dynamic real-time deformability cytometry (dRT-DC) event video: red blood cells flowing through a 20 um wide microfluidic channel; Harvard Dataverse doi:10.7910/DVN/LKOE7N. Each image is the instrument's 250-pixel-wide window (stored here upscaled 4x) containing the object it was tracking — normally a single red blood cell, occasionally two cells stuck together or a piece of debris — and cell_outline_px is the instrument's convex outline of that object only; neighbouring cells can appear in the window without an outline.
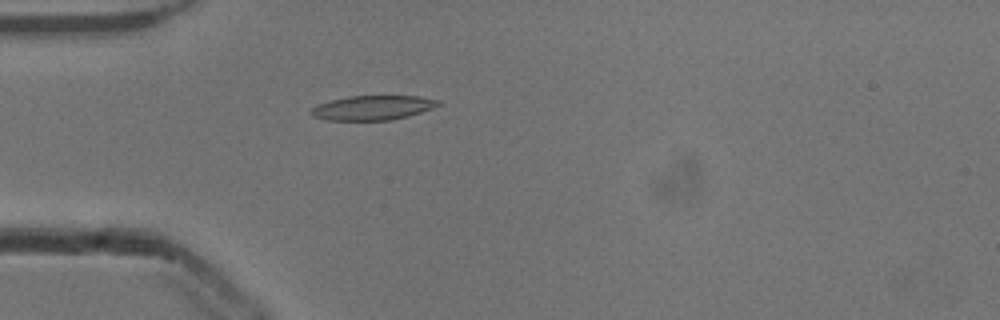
{"species": "common noctule bat (a hibernating species)", "species_latin": "Nyctalus noctula", "temperature_condition": "cold", "stored_images_in_passage": 51, "camera_frame_rate_fps": 3000, "um_per_image_px": 0.085, "animal": {"sex": "male", "body_mass_g": 13.3}, "frame": {"image": 1, "passage_image": 14, "time_ms": 4.333, "image_size_px": [1000, 320], "cell_outline_px": [[440, 104], [432, 108], [408, 116], [388, 120], [328, 120], [312, 116], [308, 112], [312, 108], [320, 104], [332, 100], [348, 96], [420, 96], [440, 100]], "centroid_in_image_um": [31.68, 9.15], "position_along_channel_um": 53.3, "area_um2": 17.98}}
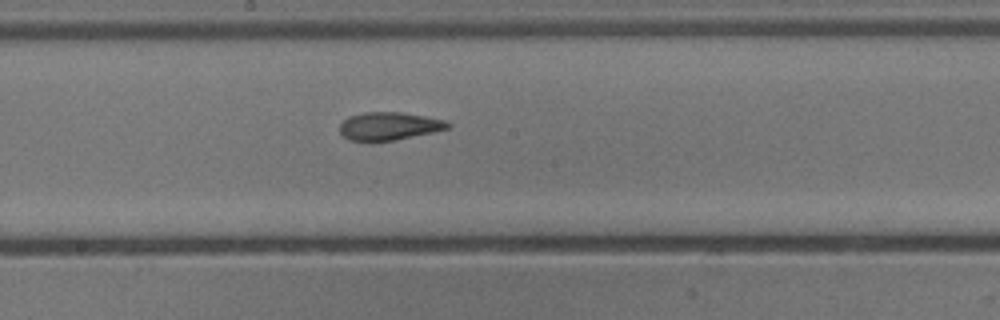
{"frame": {"image": 2, "passage_image": 27, "time_ms": 8.667, "image_size_px": [1000, 320], "cell_outline_px": [[452, 124], [448, 128], [432, 132], [392, 140], [348, 140], [340, 132], [340, 124], [348, 116], [364, 112], [400, 112], [448, 120]], "centroid_in_image_um": [33.08, 10.69], "position_along_channel_um": 215.1, "area_um2": 17.34}}
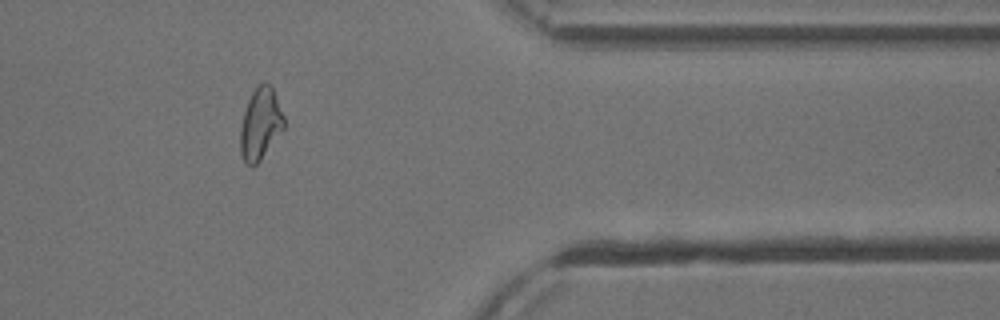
{"frame": {"image": 3, "passage_image": 42, "time_ms": 13.667, "image_size_px": [1000, 320], "cell_outline_px": [[284, 128], [260, 160], [252, 168], [244, 160], [240, 152], [240, 128], [244, 112], [248, 100], [256, 84], [272, 84], [284, 116]], "centroid_in_image_um": [22.13, 10.51], "position_along_channel_um": 389.3, "area_um2": 18.21}, "authors_computed_cell_mechanics": {"area_um2": 18.207, "velocity_mm_per_s": 3.8942, "shape_relaxation_time_tau1_ms": 7.8676, "shape_relaxation_time_tau2_ms": 3.0828, "deformation_change_tau1": 0.2173, "deformation_change_tau2": 0.1055}}